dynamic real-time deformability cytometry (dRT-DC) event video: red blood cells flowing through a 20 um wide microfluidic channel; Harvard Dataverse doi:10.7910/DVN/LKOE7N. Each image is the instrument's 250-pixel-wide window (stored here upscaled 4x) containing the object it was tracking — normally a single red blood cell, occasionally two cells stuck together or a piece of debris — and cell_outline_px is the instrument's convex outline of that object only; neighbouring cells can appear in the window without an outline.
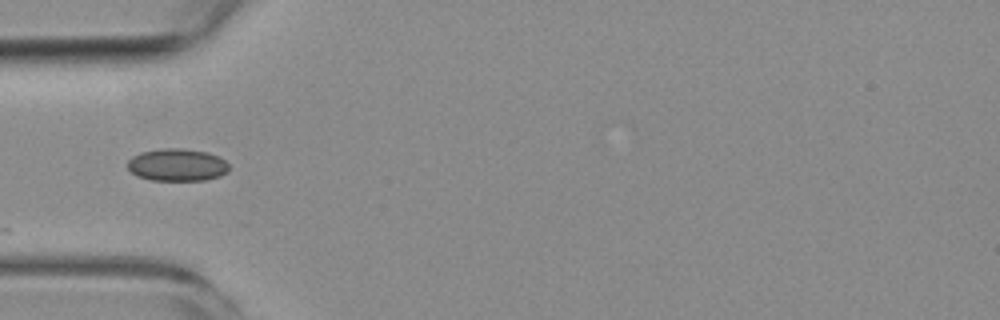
{"species": "common noctule bat (a hibernating species)", "species_latin": "Nyctalus noctula", "temperature_condition": "room temperature", "stored_images_in_passage": 3, "camera_frame_rate_fps": 3000, "um_per_image_px": 0.085, "animal": {"sex": "female", "body_mass_g": 19.3, "forearm_length_mm": 54.1}, "frame": {"image": 1, "passage_image": 1, "time_ms": 0.0, "image_size_px": [1000, 320], "cell_outline_px": [[228, 172], [220, 176], [204, 180], [152, 180], [136, 176], [128, 168], [128, 160], [132, 156], [140, 152], [160, 148], [180, 148], [208, 152], [220, 156], [228, 164]], "centroid_in_image_um": [15.06, 14.0], "position_along_channel_um": 69.9, "area_um2": 19.31}}
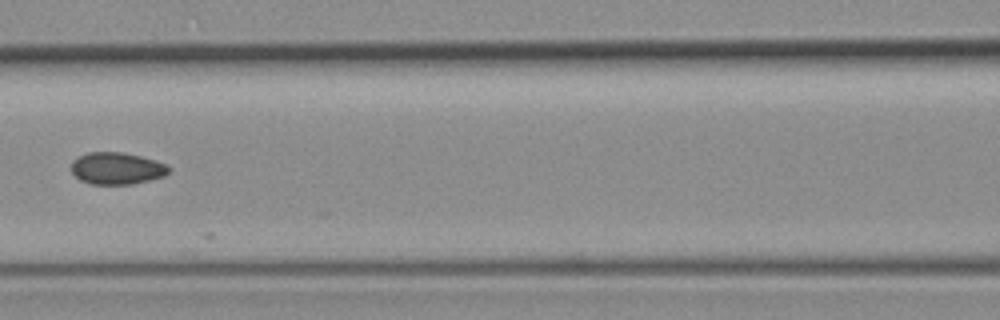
{"frame": {"image": 2, "passage_image": 3, "time_ms": 2.333, "image_size_px": [1000, 320], "cell_outline_px": [[172, 168], [164, 176], [132, 184], [92, 184], [80, 180], [72, 172], [72, 160], [88, 152], [124, 152], [156, 160], [168, 164]], "centroid_in_image_um": [9.96, 14.3], "position_along_channel_um": 156.6, "area_um2": 18.21}}